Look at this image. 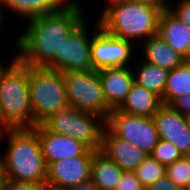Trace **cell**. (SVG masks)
I'll use <instances>...</instances> for the list:
<instances>
[{"label": "cell", "instance_id": "obj_1", "mask_svg": "<svg viewBox=\"0 0 190 190\" xmlns=\"http://www.w3.org/2000/svg\"><path fill=\"white\" fill-rule=\"evenodd\" d=\"M82 8L78 0H70L56 13L30 19L16 41L19 53L15 57L25 65L46 66L59 54L65 38L86 18Z\"/></svg>", "mask_w": 190, "mask_h": 190}, {"label": "cell", "instance_id": "obj_2", "mask_svg": "<svg viewBox=\"0 0 190 190\" xmlns=\"http://www.w3.org/2000/svg\"><path fill=\"white\" fill-rule=\"evenodd\" d=\"M8 136L4 156L0 154V168L3 179L44 184L47 180L45 163L39 136L33 128H14Z\"/></svg>", "mask_w": 190, "mask_h": 190}, {"label": "cell", "instance_id": "obj_3", "mask_svg": "<svg viewBox=\"0 0 190 190\" xmlns=\"http://www.w3.org/2000/svg\"><path fill=\"white\" fill-rule=\"evenodd\" d=\"M162 9L139 0H124L106 6L99 15L100 27L108 34L133 43L158 33Z\"/></svg>", "mask_w": 190, "mask_h": 190}, {"label": "cell", "instance_id": "obj_4", "mask_svg": "<svg viewBox=\"0 0 190 190\" xmlns=\"http://www.w3.org/2000/svg\"><path fill=\"white\" fill-rule=\"evenodd\" d=\"M0 106L14 128H33L29 87V65L15 56L0 73Z\"/></svg>", "mask_w": 190, "mask_h": 190}, {"label": "cell", "instance_id": "obj_5", "mask_svg": "<svg viewBox=\"0 0 190 190\" xmlns=\"http://www.w3.org/2000/svg\"><path fill=\"white\" fill-rule=\"evenodd\" d=\"M29 87L34 127L69 106L61 71L29 65Z\"/></svg>", "mask_w": 190, "mask_h": 190}, {"label": "cell", "instance_id": "obj_6", "mask_svg": "<svg viewBox=\"0 0 190 190\" xmlns=\"http://www.w3.org/2000/svg\"><path fill=\"white\" fill-rule=\"evenodd\" d=\"M52 132L69 136L89 150L100 151L106 119L68 106L57 111L42 123Z\"/></svg>", "mask_w": 190, "mask_h": 190}, {"label": "cell", "instance_id": "obj_7", "mask_svg": "<svg viewBox=\"0 0 190 190\" xmlns=\"http://www.w3.org/2000/svg\"><path fill=\"white\" fill-rule=\"evenodd\" d=\"M68 105L105 118L112 111L105 100L98 70L63 73Z\"/></svg>", "mask_w": 190, "mask_h": 190}, {"label": "cell", "instance_id": "obj_8", "mask_svg": "<svg viewBox=\"0 0 190 190\" xmlns=\"http://www.w3.org/2000/svg\"><path fill=\"white\" fill-rule=\"evenodd\" d=\"M106 125L122 139L142 149L148 155L158 144L159 135L153 117L139 116L113 109Z\"/></svg>", "mask_w": 190, "mask_h": 190}, {"label": "cell", "instance_id": "obj_9", "mask_svg": "<svg viewBox=\"0 0 190 190\" xmlns=\"http://www.w3.org/2000/svg\"><path fill=\"white\" fill-rule=\"evenodd\" d=\"M86 18L68 35L59 48V54L45 66L57 71H90L92 38L88 37Z\"/></svg>", "mask_w": 190, "mask_h": 190}, {"label": "cell", "instance_id": "obj_10", "mask_svg": "<svg viewBox=\"0 0 190 190\" xmlns=\"http://www.w3.org/2000/svg\"><path fill=\"white\" fill-rule=\"evenodd\" d=\"M95 26L91 44V63L93 70L112 67H126L132 59V49L138 46L125 39L106 33L98 22ZM137 45V46H136ZM132 54V55H131Z\"/></svg>", "mask_w": 190, "mask_h": 190}, {"label": "cell", "instance_id": "obj_11", "mask_svg": "<svg viewBox=\"0 0 190 190\" xmlns=\"http://www.w3.org/2000/svg\"><path fill=\"white\" fill-rule=\"evenodd\" d=\"M93 155H80L51 163L47 169V190H68L90 180Z\"/></svg>", "mask_w": 190, "mask_h": 190}, {"label": "cell", "instance_id": "obj_12", "mask_svg": "<svg viewBox=\"0 0 190 190\" xmlns=\"http://www.w3.org/2000/svg\"><path fill=\"white\" fill-rule=\"evenodd\" d=\"M153 119L159 139L171 142L184 156H190V117L163 104Z\"/></svg>", "mask_w": 190, "mask_h": 190}, {"label": "cell", "instance_id": "obj_13", "mask_svg": "<svg viewBox=\"0 0 190 190\" xmlns=\"http://www.w3.org/2000/svg\"><path fill=\"white\" fill-rule=\"evenodd\" d=\"M33 129L39 136L42 154L47 167L58 160L68 159L80 155H93L84 144L74 138L61 135L48 130L43 124H38Z\"/></svg>", "mask_w": 190, "mask_h": 190}, {"label": "cell", "instance_id": "obj_14", "mask_svg": "<svg viewBox=\"0 0 190 190\" xmlns=\"http://www.w3.org/2000/svg\"><path fill=\"white\" fill-rule=\"evenodd\" d=\"M101 151L123 171L134 172L149 156L142 149L118 137L107 125L103 132Z\"/></svg>", "mask_w": 190, "mask_h": 190}, {"label": "cell", "instance_id": "obj_15", "mask_svg": "<svg viewBox=\"0 0 190 190\" xmlns=\"http://www.w3.org/2000/svg\"><path fill=\"white\" fill-rule=\"evenodd\" d=\"M128 67H112L98 70L103 94L107 106L111 110L122 105L134 83L133 68Z\"/></svg>", "mask_w": 190, "mask_h": 190}, {"label": "cell", "instance_id": "obj_16", "mask_svg": "<svg viewBox=\"0 0 190 190\" xmlns=\"http://www.w3.org/2000/svg\"><path fill=\"white\" fill-rule=\"evenodd\" d=\"M157 34L175 52L190 60V27L185 25L170 8L161 11Z\"/></svg>", "mask_w": 190, "mask_h": 190}, {"label": "cell", "instance_id": "obj_17", "mask_svg": "<svg viewBox=\"0 0 190 190\" xmlns=\"http://www.w3.org/2000/svg\"><path fill=\"white\" fill-rule=\"evenodd\" d=\"M162 105V100L157 94L134 82L118 109L129 114L153 117Z\"/></svg>", "mask_w": 190, "mask_h": 190}, {"label": "cell", "instance_id": "obj_18", "mask_svg": "<svg viewBox=\"0 0 190 190\" xmlns=\"http://www.w3.org/2000/svg\"><path fill=\"white\" fill-rule=\"evenodd\" d=\"M144 61L167 70L182 65L186 59L175 52L158 34L151 36L142 44ZM144 52V53H143Z\"/></svg>", "mask_w": 190, "mask_h": 190}, {"label": "cell", "instance_id": "obj_19", "mask_svg": "<svg viewBox=\"0 0 190 190\" xmlns=\"http://www.w3.org/2000/svg\"><path fill=\"white\" fill-rule=\"evenodd\" d=\"M123 172L124 171L101 150L93 152L90 179L101 190H115L121 180Z\"/></svg>", "mask_w": 190, "mask_h": 190}, {"label": "cell", "instance_id": "obj_20", "mask_svg": "<svg viewBox=\"0 0 190 190\" xmlns=\"http://www.w3.org/2000/svg\"><path fill=\"white\" fill-rule=\"evenodd\" d=\"M70 0H4L0 8H6L17 15L32 19L46 14L56 13Z\"/></svg>", "mask_w": 190, "mask_h": 190}, {"label": "cell", "instance_id": "obj_21", "mask_svg": "<svg viewBox=\"0 0 190 190\" xmlns=\"http://www.w3.org/2000/svg\"><path fill=\"white\" fill-rule=\"evenodd\" d=\"M137 66V71L134 73V82L157 94L162 99L169 70L144 60Z\"/></svg>", "mask_w": 190, "mask_h": 190}, {"label": "cell", "instance_id": "obj_22", "mask_svg": "<svg viewBox=\"0 0 190 190\" xmlns=\"http://www.w3.org/2000/svg\"><path fill=\"white\" fill-rule=\"evenodd\" d=\"M190 94V60L169 70L162 103L169 105L175 98Z\"/></svg>", "mask_w": 190, "mask_h": 190}, {"label": "cell", "instance_id": "obj_23", "mask_svg": "<svg viewBox=\"0 0 190 190\" xmlns=\"http://www.w3.org/2000/svg\"><path fill=\"white\" fill-rule=\"evenodd\" d=\"M144 189L166 175V166L153 159L150 155L134 171Z\"/></svg>", "mask_w": 190, "mask_h": 190}, {"label": "cell", "instance_id": "obj_24", "mask_svg": "<svg viewBox=\"0 0 190 190\" xmlns=\"http://www.w3.org/2000/svg\"><path fill=\"white\" fill-rule=\"evenodd\" d=\"M166 176L177 186L186 190L190 184V156H183L167 165Z\"/></svg>", "mask_w": 190, "mask_h": 190}, {"label": "cell", "instance_id": "obj_25", "mask_svg": "<svg viewBox=\"0 0 190 190\" xmlns=\"http://www.w3.org/2000/svg\"><path fill=\"white\" fill-rule=\"evenodd\" d=\"M150 156L159 163L167 166L182 158L184 155L171 142L159 139Z\"/></svg>", "mask_w": 190, "mask_h": 190}, {"label": "cell", "instance_id": "obj_26", "mask_svg": "<svg viewBox=\"0 0 190 190\" xmlns=\"http://www.w3.org/2000/svg\"><path fill=\"white\" fill-rule=\"evenodd\" d=\"M1 190H47L44 184L3 179Z\"/></svg>", "mask_w": 190, "mask_h": 190}, {"label": "cell", "instance_id": "obj_27", "mask_svg": "<svg viewBox=\"0 0 190 190\" xmlns=\"http://www.w3.org/2000/svg\"><path fill=\"white\" fill-rule=\"evenodd\" d=\"M115 190H145L135 172L124 171Z\"/></svg>", "mask_w": 190, "mask_h": 190}, {"label": "cell", "instance_id": "obj_28", "mask_svg": "<svg viewBox=\"0 0 190 190\" xmlns=\"http://www.w3.org/2000/svg\"><path fill=\"white\" fill-rule=\"evenodd\" d=\"M176 6L170 5L169 8L185 25L190 27V0H180Z\"/></svg>", "mask_w": 190, "mask_h": 190}, {"label": "cell", "instance_id": "obj_29", "mask_svg": "<svg viewBox=\"0 0 190 190\" xmlns=\"http://www.w3.org/2000/svg\"><path fill=\"white\" fill-rule=\"evenodd\" d=\"M169 106L180 114L190 117V94L175 98Z\"/></svg>", "mask_w": 190, "mask_h": 190}, {"label": "cell", "instance_id": "obj_30", "mask_svg": "<svg viewBox=\"0 0 190 190\" xmlns=\"http://www.w3.org/2000/svg\"><path fill=\"white\" fill-rule=\"evenodd\" d=\"M145 190H184L173 183L166 175L158 179L154 184L150 185Z\"/></svg>", "mask_w": 190, "mask_h": 190}, {"label": "cell", "instance_id": "obj_31", "mask_svg": "<svg viewBox=\"0 0 190 190\" xmlns=\"http://www.w3.org/2000/svg\"><path fill=\"white\" fill-rule=\"evenodd\" d=\"M14 127L8 122L7 118L4 116L3 110L0 106V138L3 137L5 133L13 130Z\"/></svg>", "mask_w": 190, "mask_h": 190}, {"label": "cell", "instance_id": "obj_32", "mask_svg": "<svg viewBox=\"0 0 190 190\" xmlns=\"http://www.w3.org/2000/svg\"><path fill=\"white\" fill-rule=\"evenodd\" d=\"M68 190H101L91 179L83 184L70 187Z\"/></svg>", "mask_w": 190, "mask_h": 190}, {"label": "cell", "instance_id": "obj_33", "mask_svg": "<svg viewBox=\"0 0 190 190\" xmlns=\"http://www.w3.org/2000/svg\"><path fill=\"white\" fill-rule=\"evenodd\" d=\"M139 1L151 3V4L161 8L162 10L169 8L171 5L169 3L171 1H168V0H139Z\"/></svg>", "mask_w": 190, "mask_h": 190}, {"label": "cell", "instance_id": "obj_34", "mask_svg": "<svg viewBox=\"0 0 190 190\" xmlns=\"http://www.w3.org/2000/svg\"><path fill=\"white\" fill-rule=\"evenodd\" d=\"M109 2V4L107 5V6H110L111 4H113V3H117V2H120V1H124V0H108Z\"/></svg>", "mask_w": 190, "mask_h": 190}, {"label": "cell", "instance_id": "obj_35", "mask_svg": "<svg viewBox=\"0 0 190 190\" xmlns=\"http://www.w3.org/2000/svg\"><path fill=\"white\" fill-rule=\"evenodd\" d=\"M2 181H3V174H2V171H1V168H0V190H1Z\"/></svg>", "mask_w": 190, "mask_h": 190}, {"label": "cell", "instance_id": "obj_36", "mask_svg": "<svg viewBox=\"0 0 190 190\" xmlns=\"http://www.w3.org/2000/svg\"><path fill=\"white\" fill-rule=\"evenodd\" d=\"M7 65H3L2 63H0V73L3 71V69L6 67Z\"/></svg>", "mask_w": 190, "mask_h": 190}, {"label": "cell", "instance_id": "obj_37", "mask_svg": "<svg viewBox=\"0 0 190 190\" xmlns=\"http://www.w3.org/2000/svg\"><path fill=\"white\" fill-rule=\"evenodd\" d=\"M0 9H2V8H0ZM3 13H1V10H0V23H1V21H2V17H3V15H2ZM1 25V24H0Z\"/></svg>", "mask_w": 190, "mask_h": 190}]
</instances>
